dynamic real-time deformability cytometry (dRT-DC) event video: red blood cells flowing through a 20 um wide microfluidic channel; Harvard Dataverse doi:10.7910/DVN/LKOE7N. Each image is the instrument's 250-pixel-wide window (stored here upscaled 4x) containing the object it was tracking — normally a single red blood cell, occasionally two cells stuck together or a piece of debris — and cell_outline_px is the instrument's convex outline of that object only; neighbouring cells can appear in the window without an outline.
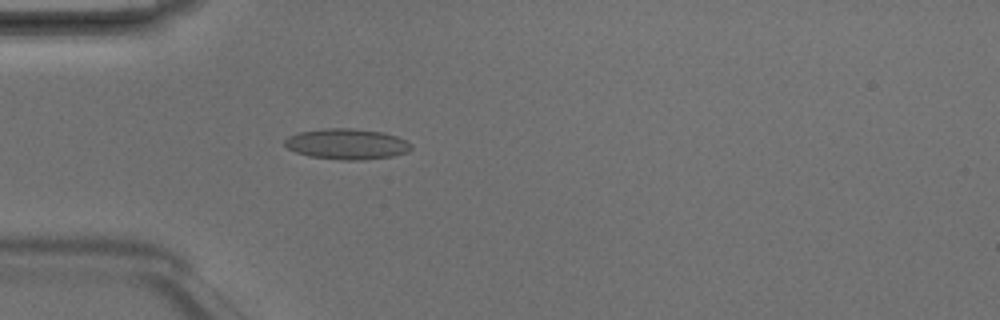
{"species": "Egyptian fruit bat (a non-hibernating species)", "species_latin": "Rousettus aegyptiacus", "temperature_condition": "room temperature", "stored_images_in_passage": 4, "camera_frame_rate_fps": 3000, "um_per_image_px": 0.085, "animal": {"sex": "male"}, "frame": {"image": 1, "passage_image": 4, "time_ms": 1.0, "image_size_px": [1000, 320], "cell_outline_px": [[412, 148], [408, 152], [392, 156], [360, 160], [344, 160], [308, 156], [296, 152], [288, 148], [284, 144], [284, 140], [288, 136], [300, 132], [324, 128], [352, 128], [384, 132], [396, 136], [412, 144]], "centroid_in_image_um": [29.48, 12.24], "position_along_channel_um": 55.5, "area_um2": 22.6}}